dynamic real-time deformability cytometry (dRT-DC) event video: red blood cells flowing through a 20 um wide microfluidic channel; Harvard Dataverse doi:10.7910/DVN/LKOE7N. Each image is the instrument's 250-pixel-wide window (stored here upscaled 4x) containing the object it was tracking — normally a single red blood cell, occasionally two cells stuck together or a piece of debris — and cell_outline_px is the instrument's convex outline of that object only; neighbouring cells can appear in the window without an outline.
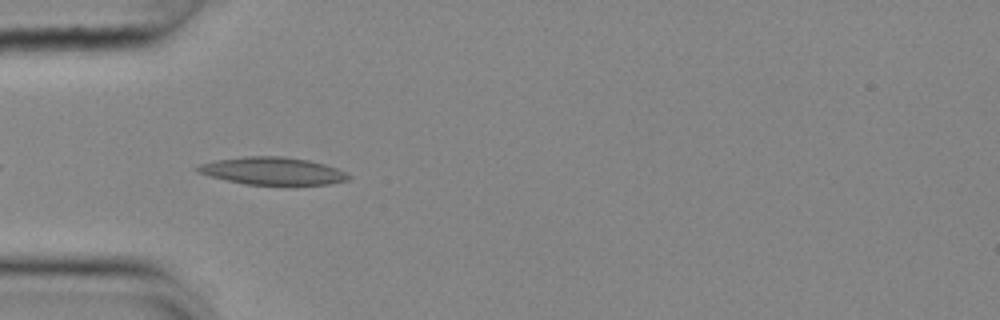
{"species": "common noctule bat (a hibernating species)", "species_latin": "Nyctalus noctula", "temperature_condition": "cold", "stored_images_in_passage": 9, "camera_frame_rate_fps": 3000, "um_per_image_px": 0.085, "animal": {"sex": "female", "body_mass_g": 25.1}, "frame": {"image": 1, "passage_image": 3, "time_ms": 0.667, "image_size_px": [1000, 320], "cell_outline_px": [[352, 176], [348, 180], [328, 184], [244, 184], [196, 172], [192, 168], [200, 164], [216, 160], [244, 156], [284, 156], [308, 160], [324, 164], [336, 168]], "centroid_in_image_um": [23.14, 14.52], "position_along_channel_um": 61.9, "area_um2": 23.99}}
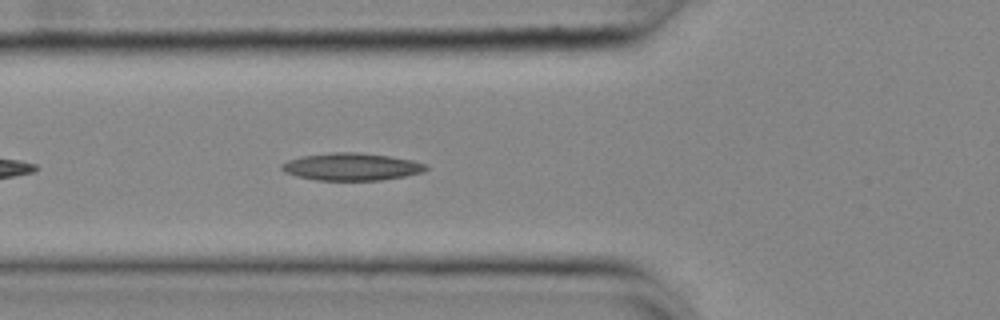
{"frame": {"image": 2, "passage_image": 6, "time_ms": 1.667, "image_size_px": [1000, 320], "cell_outline_px": [[428, 168], [424, 172], [404, 176], [380, 180], [316, 180], [296, 176], [284, 172], [280, 168], [280, 164], [288, 160], [304, 156], [332, 152], [360, 152], [388, 156], [412, 160], [428, 164]], "centroid_in_image_um": [29.88, 14.17], "position_along_channel_um": 95.9, "area_um2": 23.06}}